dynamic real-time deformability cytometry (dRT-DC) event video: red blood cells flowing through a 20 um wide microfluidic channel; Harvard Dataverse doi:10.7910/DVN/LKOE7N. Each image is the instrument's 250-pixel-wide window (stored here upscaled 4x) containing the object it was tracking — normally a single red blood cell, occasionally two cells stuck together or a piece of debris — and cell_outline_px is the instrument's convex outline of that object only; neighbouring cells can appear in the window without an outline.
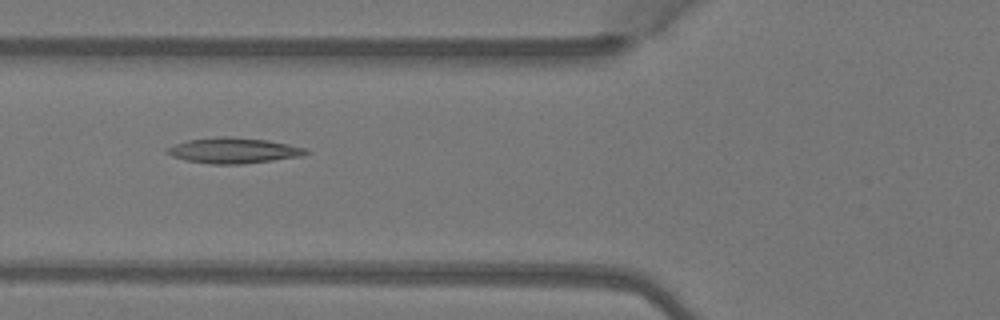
{"species": "Egyptian fruit bat (a non-hibernating species)", "species_latin": "Rousettus aegyptiacus", "temperature_condition": "warm", "stored_images_in_passage": 2, "camera_frame_rate_fps": 3000, "um_per_image_px": 0.085, "animal": {"sex": "female"}, "frame": {"image": 1, "passage_image": 2, "time_ms": 0.333, "image_size_px": [1000, 320], "cell_outline_px": [[312, 152], [304, 156], [244, 164], [208, 164], [184, 160], [172, 156], [164, 152], [164, 148], [188, 140], [220, 136], [228, 136], [268, 140], [308, 148]], "centroid_in_image_um": [19.88, 12.8], "position_along_channel_um": 105.9, "area_um2": 21.04}}